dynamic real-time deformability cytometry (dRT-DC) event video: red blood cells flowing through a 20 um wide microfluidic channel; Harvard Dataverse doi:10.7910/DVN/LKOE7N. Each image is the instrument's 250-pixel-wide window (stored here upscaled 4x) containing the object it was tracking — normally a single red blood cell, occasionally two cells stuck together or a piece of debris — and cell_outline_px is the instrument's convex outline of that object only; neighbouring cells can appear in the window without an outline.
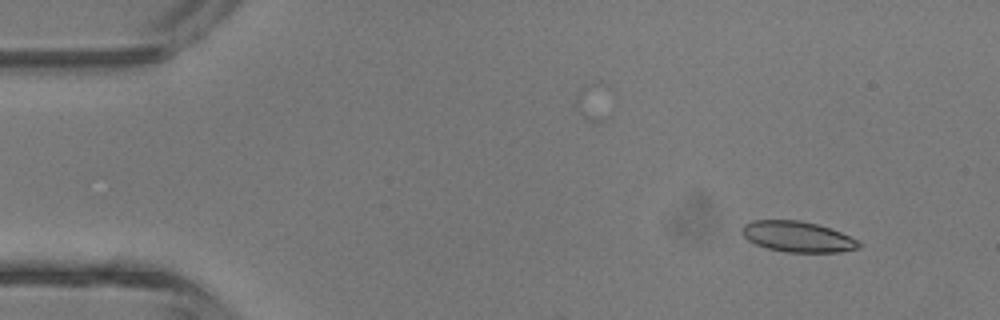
{"species": "common noctule bat (a hibernating species)", "species_latin": "Nyctalus noctula", "temperature_condition": "room temperature", "stored_images_in_passage": 5, "camera_frame_rate_fps": 3000, "um_per_image_px": 0.085, "animal": {"sex": "male", "body_mass_g": 13.3}, "frame": {"image": 1, "passage_image": 2, "time_ms": 1.333, "image_size_px": [1000, 320], "cell_outline_px": [[860, 248], [840, 252], [788, 252], [768, 248], [756, 244], [748, 240], [740, 232], [740, 228], [744, 224], [752, 220], [800, 220], [832, 228], [860, 240]], "centroid_in_image_um": [67.81, 20.11], "position_along_channel_um": 17.2, "area_um2": 21.1}}
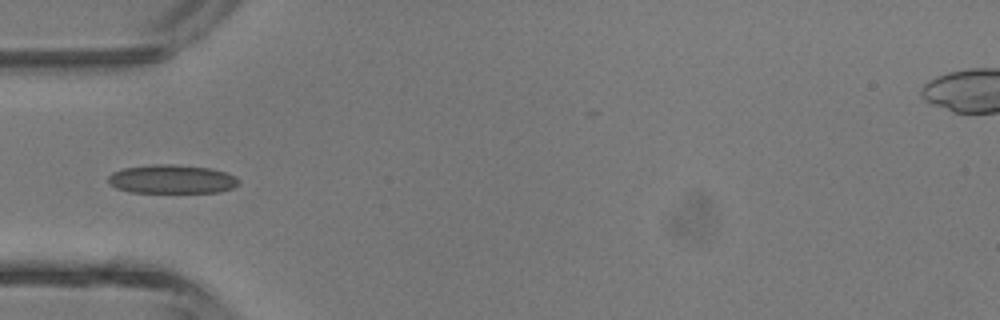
{"frame": {"image": 2, "passage_image": 5, "time_ms": 4.667, "image_size_px": [1000, 320], "cell_outline_px": [[240, 180], [232, 188], [220, 192], [132, 192], [116, 188], [108, 184], [108, 176], [112, 172], [124, 168], [152, 164], [172, 164], [212, 168], [236, 176]], "centroid_in_image_um": [14.59, 15.22], "position_along_channel_um": 70.4, "area_um2": 21.91}}